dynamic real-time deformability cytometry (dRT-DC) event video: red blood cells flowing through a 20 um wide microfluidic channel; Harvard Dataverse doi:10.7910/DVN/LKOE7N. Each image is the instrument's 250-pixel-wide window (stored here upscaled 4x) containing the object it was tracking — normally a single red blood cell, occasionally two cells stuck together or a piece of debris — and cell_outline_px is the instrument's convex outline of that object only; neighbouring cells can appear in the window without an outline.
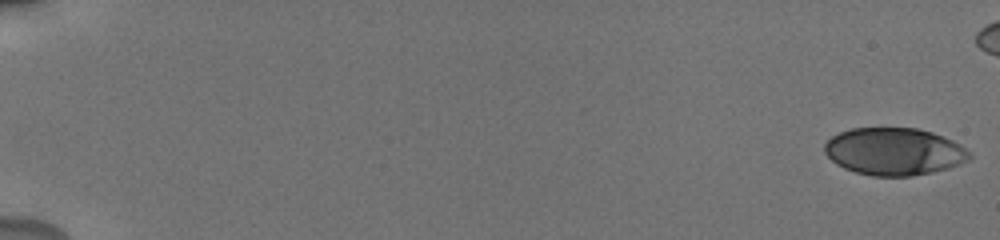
{"species": "human", "species_latin": "Homo sapiens", "temperature_condition": "cold", "stored_images_in_passage": 52, "camera_frame_rate_fps": 3000, "um_per_image_px": 0.085, "donor": {"sex": "male"}, "frame": {"image": 1, "passage_image": 1, "time_ms": 0.0, "image_size_px": [1000, 240], "cell_outline_px": [[972, 156], [968, 160], [960, 164], [948, 168], [932, 172], [912, 176], [872, 176], [856, 172], [844, 168], [836, 164], [824, 152], [824, 144], [832, 136], [840, 132], [852, 128], [916, 128], [932, 132], [944, 136], [960, 144], [972, 152]], "centroid_in_image_um": [76.02, 12.88], "position_along_channel_um": 9.0, "area_um2": 40.17}}
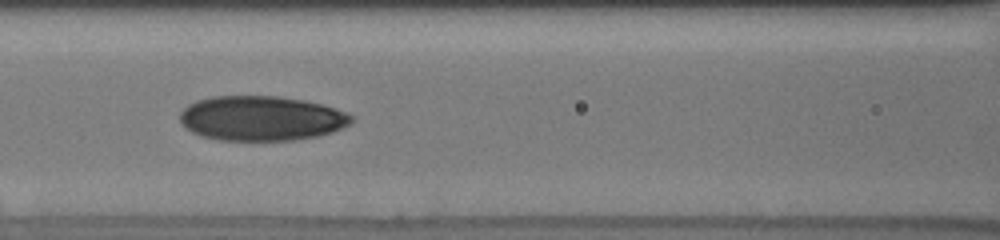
{"frame": {"image": 2, "passage_image": 27, "time_ms": 8.667, "image_size_px": [1000, 240], "cell_outline_px": [[352, 120], [344, 128], [332, 132], [316, 136], [296, 140], [220, 140], [200, 136], [192, 132], [180, 120], [180, 112], [188, 104], [196, 100], [212, 96], [280, 96], [304, 100], [336, 108], [348, 112], [352, 116]], "centroid_in_image_um": [22.22, 10.05], "position_along_channel_um": 144.4, "area_um2": 44.85}}
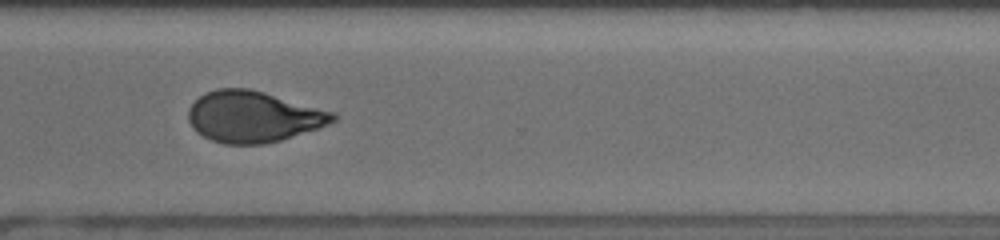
{"frame": {"image": 3, "passage_image": 43, "time_ms": 14.0, "image_size_px": [1000, 240], "cell_outline_px": [[336, 120], [328, 124], [280, 140], [264, 144], [224, 144], [212, 140], [196, 132], [192, 128], [188, 120], [188, 108], [204, 92], [216, 88], [248, 88], [264, 92], [336, 112]], "centroid_in_image_um": [21.5, 9.91], "position_along_channel_um": 349.1, "area_um2": 43.06}}